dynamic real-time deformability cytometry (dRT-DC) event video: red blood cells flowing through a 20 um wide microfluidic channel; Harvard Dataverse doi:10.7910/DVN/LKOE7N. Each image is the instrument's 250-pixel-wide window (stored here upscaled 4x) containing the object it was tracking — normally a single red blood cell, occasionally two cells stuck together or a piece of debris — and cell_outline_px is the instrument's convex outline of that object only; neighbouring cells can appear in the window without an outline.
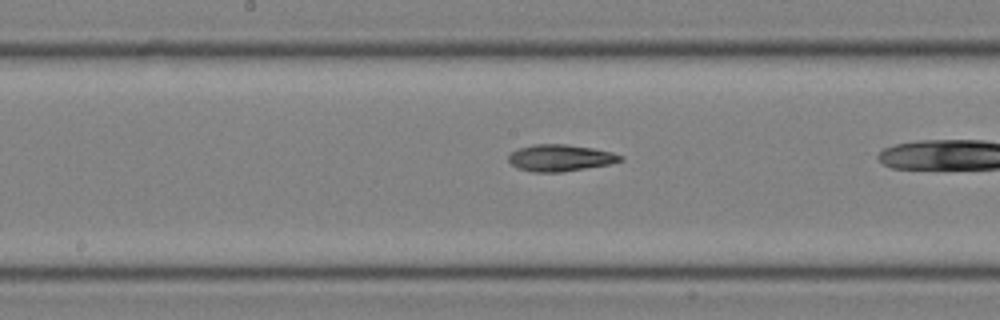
{"species": "common noctule bat (a hibernating species)", "species_latin": "Nyctalus noctula", "temperature_condition": "room temperature", "stored_images_in_passage": 21, "camera_frame_rate_fps": 3000, "um_per_image_px": 0.085, "animal": {"sex": "male", "body_mass_g": 19.0, "forearm_length_mm": 50.8}, "frame": {"image": 1, "passage_image": 10, "time_ms": 3.0, "image_size_px": [1000, 320], "cell_outline_px": [[624, 160], [608, 164], [560, 172], [532, 172], [516, 168], [508, 160], [508, 156], [512, 152], [520, 148], [536, 144], [568, 144], [592, 148], [612, 152], [624, 156]], "centroid_in_image_um": [47.62, 13.42], "position_along_channel_um": 200.6, "area_um2": 17.28}}
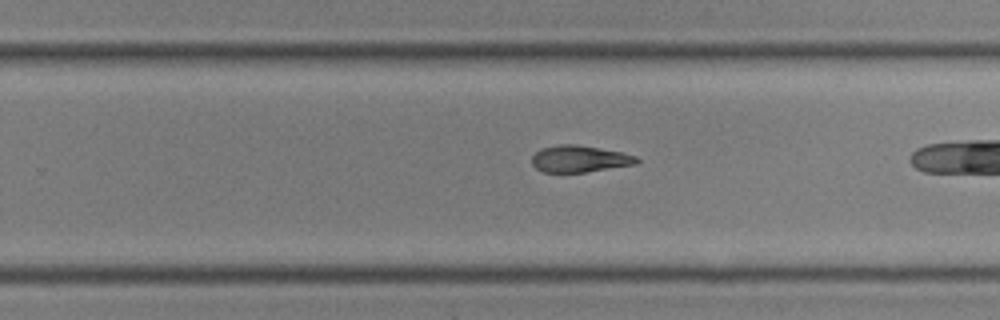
{"frame": {"image": 2, "passage_image": 15, "time_ms": 4.667, "image_size_px": [1000, 320], "cell_outline_px": [[640, 160], [636, 164], [584, 172], [544, 172], [536, 168], [532, 164], [532, 156], [540, 148], [560, 144], [576, 144], [620, 152], [636, 156]], "centroid_in_image_um": [49.23, 13.5], "position_along_channel_um": 280.6, "area_um2": 16.18}}